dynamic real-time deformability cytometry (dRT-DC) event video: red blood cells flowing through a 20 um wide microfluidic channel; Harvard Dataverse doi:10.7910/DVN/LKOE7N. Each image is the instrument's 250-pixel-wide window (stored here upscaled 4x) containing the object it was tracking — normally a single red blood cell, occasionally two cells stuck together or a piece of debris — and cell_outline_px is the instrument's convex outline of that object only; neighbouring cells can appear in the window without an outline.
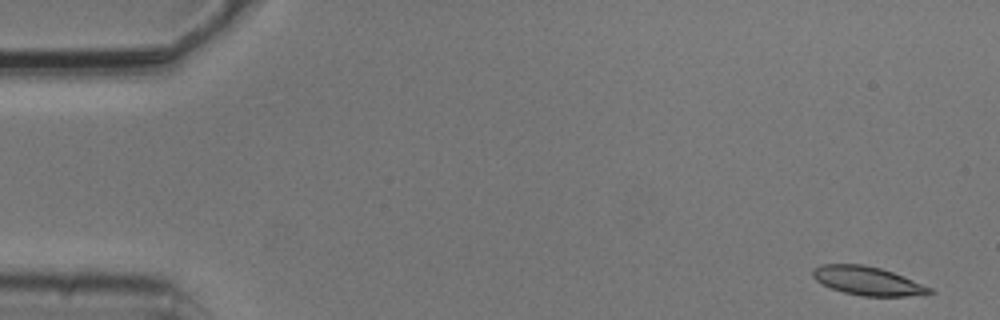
{"species": "common noctule bat (a hibernating species)", "species_latin": "Nyctalus noctula", "temperature_condition": "cold", "stored_images_in_passage": 8, "camera_frame_rate_fps": 3000, "um_per_image_px": 0.085, "animal": {"sex": "male", "body_mass_g": 20.5, "forearm_length_mm": 52.5}, "frame": {"image": 1, "passage_image": 1, "time_ms": 0.0, "image_size_px": [1000, 320], "cell_outline_px": [[936, 292], [904, 296], [860, 296], [844, 292], [832, 288], [816, 280], [812, 276], [812, 268], [824, 264], [864, 264], [880, 268], [892, 272], [932, 288]], "centroid_in_image_um": [73.72, 23.87], "position_along_channel_um": 11.3, "area_um2": 19.25}}
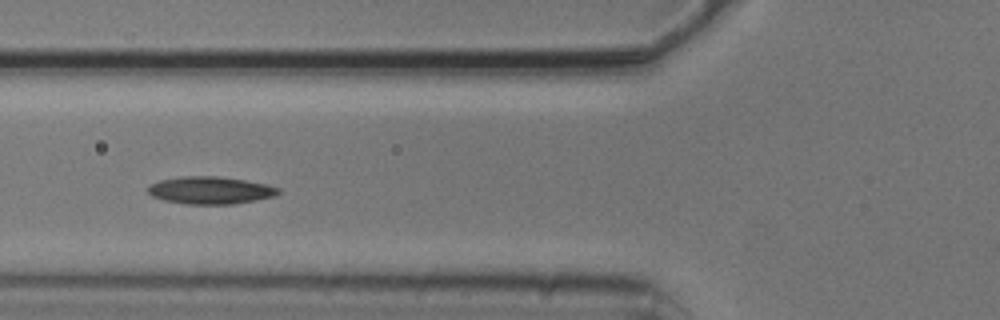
{"frame": {"image": 2, "passage_image": 6, "time_ms": 1.667, "image_size_px": [1000, 320], "cell_outline_px": [[280, 192], [276, 196], [256, 200], [232, 204], [188, 204], [164, 200], [152, 196], [148, 192], [148, 184], [160, 180], [184, 176], [220, 176], [244, 180], [264, 184], [280, 188]], "centroid_in_image_um": [17.87, 16.17], "position_along_channel_um": 107.9, "area_um2": 20.81}}
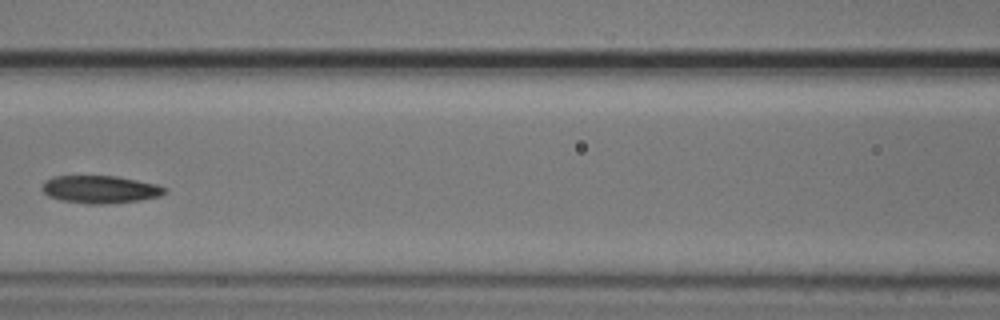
{"frame": {"image": 3, "passage_image": 7, "time_ms": 2.0, "image_size_px": [1000, 320], "cell_outline_px": [[168, 192], [160, 196], [140, 200], [108, 204], [88, 204], [60, 200], [48, 196], [40, 188], [44, 180], [52, 176], [116, 176], [156, 184], [168, 188]], "centroid_in_image_um": [8.5, 16.1], "position_along_channel_um": 158.1, "area_um2": 20.0}}